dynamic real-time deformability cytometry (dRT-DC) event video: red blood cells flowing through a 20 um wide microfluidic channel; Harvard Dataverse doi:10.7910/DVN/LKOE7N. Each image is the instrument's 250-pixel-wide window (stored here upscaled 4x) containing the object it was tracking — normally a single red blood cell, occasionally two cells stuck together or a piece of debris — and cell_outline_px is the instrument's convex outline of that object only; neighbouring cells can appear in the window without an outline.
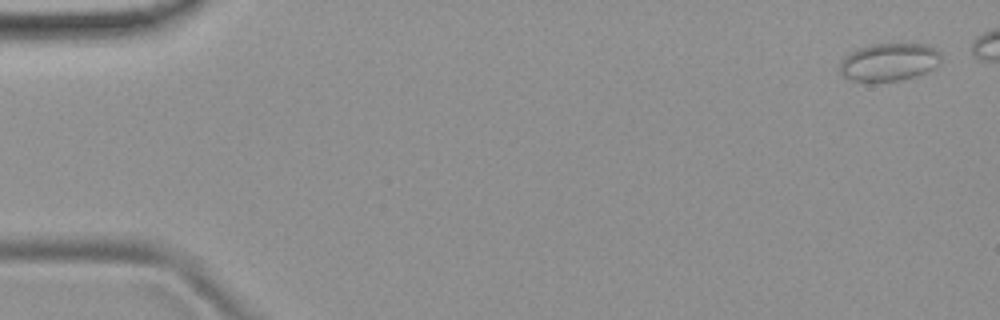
{"species": "common noctule bat (a hibernating species)", "species_latin": "Nyctalus noctula", "temperature_condition": "room temperature", "stored_images_in_passage": 8, "camera_frame_rate_fps": 3000, "um_per_image_px": 0.085, "animal": {"sex": "female", "body_mass_g": 19.9}, "frame": {"image": 1, "passage_image": 1, "time_ms": 0.0, "image_size_px": [1000, 320], "cell_outline_px": [[940, 60], [932, 68], [916, 76], [896, 80], [848, 80], [840, 72], [840, 60], [844, 56], [860, 48], [872, 44], [924, 44], [936, 48], [940, 52]], "centroid_in_image_um": [75.55, 5.25], "position_along_channel_um": 9.4, "area_um2": 21.79}}
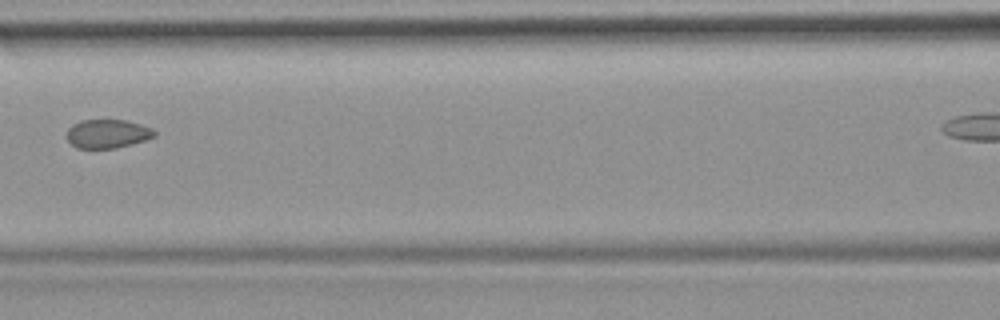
{"frame": {"image": 2, "passage_image": 6, "time_ms": 7.333, "image_size_px": [1000, 320], "cell_outline_px": [[156, 136], [132, 144], [116, 148], [76, 148], [68, 140], [68, 128], [72, 124], [80, 120], [124, 120], [140, 124], [152, 128], [156, 132]], "centroid_in_image_um": [9.14, 11.36], "position_along_channel_um": 157.5, "area_um2": 14.62}}
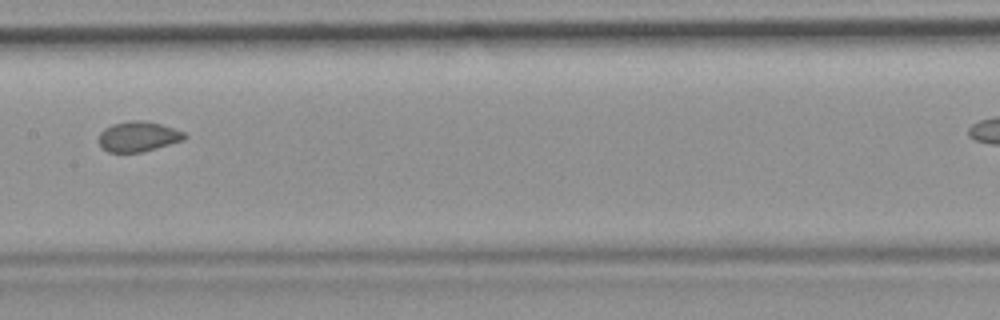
{"frame": {"image": 3, "passage_image": 7, "time_ms": 8.333, "image_size_px": [1000, 320], "cell_outline_px": [[188, 136], [184, 140], [156, 148], [140, 152], [108, 152], [100, 144], [100, 132], [104, 128], [112, 124], [128, 120], [144, 120], [160, 124], [184, 132]], "centroid_in_image_um": [11.76, 11.59], "position_along_channel_um": 195.6, "area_um2": 14.97}}